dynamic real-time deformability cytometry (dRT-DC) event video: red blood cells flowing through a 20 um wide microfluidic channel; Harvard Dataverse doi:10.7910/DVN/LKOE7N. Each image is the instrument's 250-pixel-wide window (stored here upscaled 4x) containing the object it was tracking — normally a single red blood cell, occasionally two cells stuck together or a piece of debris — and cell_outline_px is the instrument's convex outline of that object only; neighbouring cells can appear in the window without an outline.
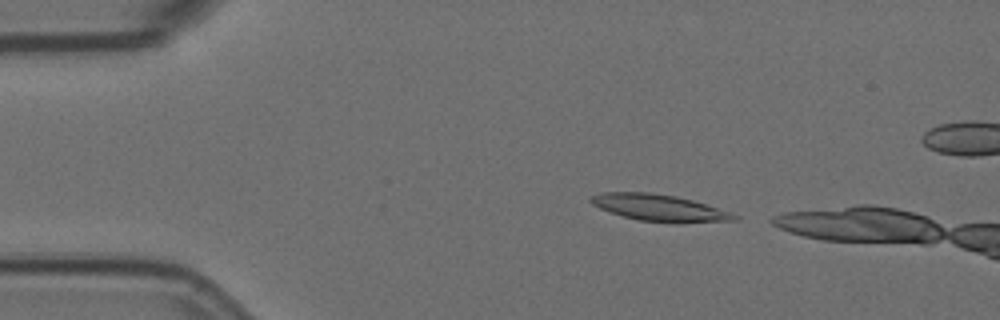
{"species": "Egyptian fruit bat (a non-hibernating species)", "species_latin": "Rousettus aegyptiacus", "temperature_condition": "room temperature", "stored_images_in_passage": 3, "camera_frame_rate_fps": 3000, "um_per_image_px": 0.085, "animal": {"sex": "female"}, "frame": {"image": 1, "passage_image": 1, "time_ms": 0.0, "image_size_px": [1000, 320], "cell_outline_px": [[740, 220], [676, 224], [640, 220], [624, 216], [600, 208], [592, 204], [588, 200], [588, 196], [600, 192], [652, 192], [676, 196], [692, 200], [732, 212], [740, 216]], "centroid_in_image_um": [56.09, 17.67], "position_along_channel_um": 28.9, "area_um2": 22.72}}